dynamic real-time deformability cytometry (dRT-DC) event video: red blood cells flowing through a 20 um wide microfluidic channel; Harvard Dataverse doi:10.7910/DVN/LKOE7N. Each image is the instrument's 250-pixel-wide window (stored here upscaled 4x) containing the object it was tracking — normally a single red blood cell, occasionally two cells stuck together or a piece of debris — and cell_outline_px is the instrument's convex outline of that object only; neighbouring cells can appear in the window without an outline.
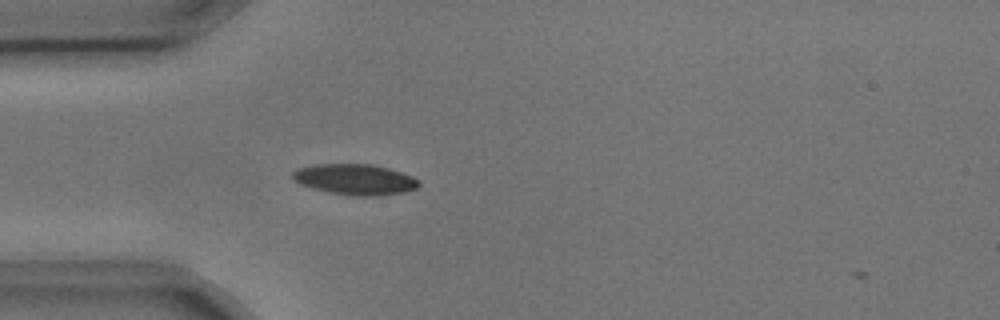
{"species": "common noctule bat (a hibernating species)", "species_latin": "Nyctalus noctula", "temperature_condition": "cold", "stored_images_in_passage": 2, "camera_frame_rate_fps": 3000, "um_per_image_px": 0.085, "animal": {"sex": "male", "body_mass_g": 17.9, "forearm_length_mm": 54.2}, "frame": {"image": 1, "passage_image": 1, "time_ms": 0.0, "image_size_px": [1000, 320], "cell_outline_px": [[420, 184], [416, 188], [404, 192], [380, 196], [356, 196], [332, 192], [312, 188], [300, 184], [292, 180], [292, 172], [296, 168], [316, 164], [368, 164], [388, 168], [412, 176], [420, 180]], "centroid_in_image_um": [30.16, 15.25], "position_along_channel_um": 54.8, "area_um2": 22.6}}